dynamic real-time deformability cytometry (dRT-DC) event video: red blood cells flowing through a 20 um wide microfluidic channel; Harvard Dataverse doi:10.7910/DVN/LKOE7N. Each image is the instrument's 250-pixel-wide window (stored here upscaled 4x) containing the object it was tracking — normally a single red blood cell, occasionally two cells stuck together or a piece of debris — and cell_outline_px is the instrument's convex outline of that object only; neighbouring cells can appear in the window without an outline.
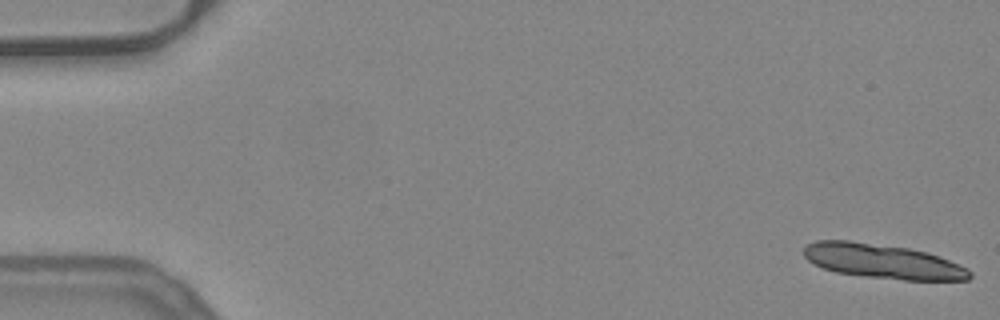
{"species": "common noctule bat (a hibernating species)", "species_latin": "Nyctalus noctula", "temperature_condition": "warm", "stored_images_in_passage": 14, "camera_frame_rate_fps": 3000, "um_per_image_px": 0.085, "animal": {"sex": "female", "body_mass_g": 24.6, "forearm_length_mm": 56.2}, "frame": {"image": 1, "passage_image": 1, "time_ms": 0.0, "image_size_px": [1000, 320], "cell_outline_px": [[972, 276], [968, 280], [904, 280], [864, 276], [836, 272], [812, 264], [804, 256], [804, 248], [808, 244], [816, 240], [848, 240], [908, 248], [928, 252], [940, 256], [968, 268], [972, 272]], "centroid_in_image_um": [75.05, 22.21], "position_along_channel_um": 10.0, "area_um2": 33.47}}